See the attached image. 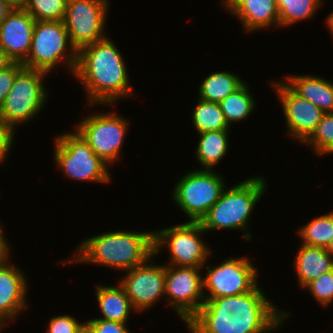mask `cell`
I'll use <instances>...</instances> for the list:
<instances>
[{
  "instance_id": "6da1fadb",
  "label": "cell",
  "mask_w": 333,
  "mask_h": 333,
  "mask_svg": "<svg viewBox=\"0 0 333 333\" xmlns=\"http://www.w3.org/2000/svg\"><path fill=\"white\" fill-rule=\"evenodd\" d=\"M259 285L241 295L205 299L185 325L191 333H269L278 329L290 314L278 309Z\"/></svg>"
},
{
  "instance_id": "7a4b0ae2",
  "label": "cell",
  "mask_w": 333,
  "mask_h": 333,
  "mask_svg": "<svg viewBox=\"0 0 333 333\" xmlns=\"http://www.w3.org/2000/svg\"><path fill=\"white\" fill-rule=\"evenodd\" d=\"M127 71L122 54L107 36L78 51L73 76L86 90L87 106H113L119 99L133 96Z\"/></svg>"
},
{
  "instance_id": "3957f363",
  "label": "cell",
  "mask_w": 333,
  "mask_h": 333,
  "mask_svg": "<svg viewBox=\"0 0 333 333\" xmlns=\"http://www.w3.org/2000/svg\"><path fill=\"white\" fill-rule=\"evenodd\" d=\"M152 256L154 231L114 230L82 240L73 257L60 262L94 264L127 271L144 264Z\"/></svg>"
},
{
  "instance_id": "277c9868",
  "label": "cell",
  "mask_w": 333,
  "mask_h": 333,
  "mask_svg": "<svg viewBox=\"0 0 333 333\" xmlns=\"http://www.w3.org/2000/svg\"><path fill=\"white\" fill-rule=\"evenodd\" d=\"M262 176H252L229 189H223L219 200L211 207L200 223L206 231L239 230L245 240L252 238L249 230L250 217L257 202L267 190V180ZM247 231V232H246Z\"/></svg>"
},
{
  "instance_id": "5b68a950",
  "label": "cell",
  "mask_w": 333,
  "mask_h": 333,
  "mask_svg": "<svg viewBox=\"0 0 333 333\" xmlns=\"http://www.w3.org/2000/svg\"><path fill=\"white\" fill-rule=\"evenodd\" d=\"M77 54L63 21H36L31 49L23 66L50 74L59 64L65 63V67L73 75L77 66Z\"/></svg>"
},
{
  "instance_id": "8992f818",
  "label": "cell",
  "mask_w": 333,
  "mask_h": 333,
  "mask_svg": "<svg viewBox=\"0 0 333 333\" xmlns=\"http://www.w3.org/2000/svg\"><path fill=\"white\" fill-rule=\"evenodd\" d=\"M54 162L56 167L71 180L93 183H109V166L92 150L82 136L74 130L54 138Z\"/></svg>"
},
{
  "instance_id": "52a82bcc",
  "label": "cell",
  "mask_w": 333,
  "mask_h": 333,
  "mask_svg": "<svg viewBox=\"0 0 333 333\" xmlns=\"http://www.w3.org/2000/svg\"><path fill=\"white\" fill-rule=\"evenodd\" d=\"M42 70L23 68L15 77L11 90L0 107V119L14 131L18 125L29 122L47 102L45 76Z\"/></svg>"
},
{
  "instance_id": "ba28073f",
  "label": "cell",
  "mask_w": 333,
  "mask_h": 333,
  "mask_svg": "<svg viewBox=\"0 0 333 333\" xmlns=\"http://www.w3.org/2000/svg\"><path fill=\"white\" fill-rule=\"evenodd\" d=\"M203 233L206 231L201 223L191 221L155 230L154 255L157 256L165 247L170 253L165 265L203 268L212 251L202 239Z\"/></svg>"
},
{
  "instance_id": "9c48e42d",
  "label": "cell",
  "mask_w": 333,
  "mask_h": 333,
  "mask_svg": "<svg viewBox=\"0 0 333 333\" xmlns=\"http://www.w3.org/2000/svg\"><path fill=\"white\" fill-rule=\"evenodd\" d=\"M225 187L224 177L216 170H191L173 186L172 201L179 206L189 221L200 222L219 200Z\"/></svg>"
},
{
  "instance_id": "30bf717a",
  "label": "cell",
  "mask_w": 333,
  "mask_h": 333,
  "mask_svg": "<svg viewBox=\"0 0 333 333\" xmlns=\"http://www.w3.org/2000/svg\"><path fill=\"white\" fill-rule=\"evenodd\" d=\"M129 120L116 111L92 113L75 125V130L89 144L93 152L108 166L121 154Z\"/></svg>"
},
{
  "instance_id": "8fae6325",
  "label": "cell",
  "mask_w": 333,
  "mask_h": 333,
  "mask_svg": "<svg viewBox=\"0 0 333 333\" xmlns=\"http://www.w3.org/2000/svg\"><path fill=\"white\" fill-rule=\"evenodd\" d=\"M204 266L207 269V273L203 276L205 299L241 295L250 292L259 282L257 277L259 273L251 259L246 256L236 259L226 258L216 266L206 264Z\"/></svg>"
},
{
  "instance_id": "7c38bea8",
  "label": "cell",
  "mask_w": 333,
  "mask_h": 333,
  "mask_svg": "<svg viewBox=\"0 0 333 333\" xmlns=\"http://www.w3.org/2000/svg\"><path fill=\"white\" fill-rule=\"evenodd\" d=\"M108 2V0L67 1L63 23L71 44L77 51L107 37L104 31L109 12Z\"/></svg>"
},
{
  "instance_id": "4fadbf2b",
  "label": "cell",
  "mask_w": 333,
  "mask_h": 333,
  "mask_svg": "<svg viewBox=\"0 0 333 333\" xmlns=\"http://www.w3.org/2000/svg\"><path fill=\"white\" fill-rule=\"evenodd\" d=\"M201 269L204 268L166 265L167 305L171 306L185 323L198 312L205 302Z\"/></svg>"
},
{
  "instance_id": "5bb4252c",
  "label": "cell",
  "mask_w": 333,
  "mask_h": 333,
  "mask_svg": "<svg viewBox=\"0 0 333 333\" xmlns=\"http://www.w3.org/2000/svg\"><path fill=\"white\" fill-rule=\"evenodd\" d=\"M154 264L152 256L144 264L127 270L118 280L136 313L153 307L165 296L166 265Z\"/></svg>"
},
{
  "instance_id": "9a60e30c",
  "label": "cell",
  "mask_w": 333,
  "mask_h": 333,
  "mask_svg": "<svg viewBox=\"0 0 333 333\" xmlns=\"http://www.w3.org/2000/svg\"><path fill=\"white\" fill-rule=\"evenodd\" d=\"M271 84L283 108L288 136L304 143L325 113L298 95L285 81H271Z\"/></svg>"
},
{
  "instance_id": "2e32d148",
  "label": "cell",
  "mask_w": 333,
  "mask_h": 333,
  "mask_svg": "<svg viewBox=\"0 0 333 333\" xmlns=\"http://www.w3.org/2000/svg\"><path fill=\"white\" fill-rule=\"evenodd\" d=\"M7 258L0 264V328L7 327L20 315L22 311L29 308L27 302V275L17 266L10 263Z\"/></svg>"
},
{
  "instance_id": "e0dca14e",
  "label": "cell",
  "mask_w": 333,
  "mask_h": 333,
  "mask_svg": "<svg viewBox=\"0 0 333 333\" xmlns=\"http://www.w3.org/2000/svg\"><path fill=\"white\" fill-rule=\"evenodd\" d=\"M35 22L23 7H14L1 22L0 45L12 62L23 64L27 60Z\"/></svg>"
},
{
  "instance_id": "ac0fdd59",
  "label": "cell",
  "mask_w": 333,
  "mask_h": 333,
  "mask_svg": "<svg viewBox=\"0 0 333 333\" xmlns=\"http://www.w3.org/2000/svg\"><path fill=\"white\" fill-rule=\"evenodd\" d=\"M228 13L241 22L248 32L265 30L267 27L280 28V17L276 0H222Z\"/></svg>"
},
{
  "instance_id": "d6986e66",
  "label": "cell",
  "mask_w": 333,
  "mask_h": 333,
  "mask_svg": "<svg viewBox=\"0 0 333 333\" xmlns=\"http://www.w3.org/2000/svg\"><path fill=\"white\" fill-rule=\"evenodd\" d=\"M285 82L324 113H333V84L322 76L286 75Z\"/></svg>"
},
{
  "instance_id": "ffe728a7",
  "label": "cell",
  "mask_w": 333,
  "mask_h": 333,
  "mask_svg": "<svg viewBox=\"0 0 333 333\" xmlns=\"http://www.w3.org/2000/svg\"><path fill=\"white\" fill-rule=\"evenodd\" d=\"M293 268L296 271L299 286L303 289L322 274L333 269V257L326 248L301 244L294 258Z\"/></svg>"
},
{
  "instance_id": "44dd1931",
  "label": "cell",
  "mask_w": 333,
  "mask_h": 333,
  "mask_svg": "<svg viewBox=\"0 0 333 333\" xmlns=\"http://www.w3.org/2000/svg\"><path fill=\"white\" fill-rule=\"evenodd\" d=\"M95 288L96 300L103 316L99 318L128 323L130 313L131 311L133 312V310L135 313V309L119 282L116 286L98 284Z\"/></svg>"
},
{
  "instance_id": "7402d4cb",
  "label": "cell",
  "mask_w": 333,
  "mask_h": 333,
  "mask_svg": "<svg viewBox=\"0 0 333 333\" xmlns=\"http://www.w3.org/2000/svg\"><path fill=\"white\" fill-rule=\"evenodd\" d=\"M199 141L195 151L197 161L203 169L214 170L229 149V130L198 133Z\"/></svg>"
},
{
  "instance_id": "603a6c76",
  "label": "cell",
  "mask_w": 333,
  "mask_h": 333,
  "mask_svg": "<svg viewBox=\"0 0 333 333\" xmlns=\"http://www.w3.org/2000/svg\"><path fill=\"white\" fill-rule=\"evenodd\" d=\"M245 81L236 73L216 71L206 76L198 88L199 99L220 103L237 90Z\"/></svg>"
},
{
  "instance_id": "cb8c5ba5",
  "label": "cell",
  "mask_w": 333,
  "mask_h": 333,
  "mask_svg": "<svg viewBox=\"0 0 333 333\" xmlns=\"http://www.w3.org/2000/svg\"><path fill=\"white\" fill-rule=\"evenodd\" d=\"M249 90L247 82H244L237 90L219 103L230 127L231 123L240 122L251 116L250 114L256 109L255 106L257 104Z\"/></svg>"
},
{
  "instance_id": "d4e9b609",
  "label": "cell",
  "mask_w": 333,
  "mask_h": 333,
  "mask_svg": "<svg viewBox=\"0 0 333 333\" xmlns=\"http://www.w3.org/2000/svg\"><path fill=\"white\" fill-rule=\"evenodd\" d=\"M198 100L191 117L197 133L230 129L219 103Z\"/></svg>"
},
{
  "instance_id": "484cf974",
  "label": "cell",
  "mask_w": 333,
  "mask_h": 333,
  "mask_svg": "<svg viewBox=\"0 0 333 333\" xmlns=\"http://www.w3.org/2000/svg\"><path fill=\"white\" fill-rule=\"evenodd\" d=\"M297 235L303 245L327 248L333 239V210L297 229Z\"/></svg>"
},
{
  "instance_id": "4316f807",
  "label": "cell",
  "mask_w": 333,
  "mask_h": 333,
  "mask_svg": "<svg viewBox=\"0 0 333 333\" xmlns=\"http://www.w3.org/2000/svg\"><path fill=\"white\" fill-rule=\"evenodd\" d=\"M322 2V0H276L280 27H288L296 22L312 18L322 6Z\"/></svg>"
},
{
  "instance_id": "83f0119b",
  "label": "cell",
  "mask_w": 333,
  "mask_h": 333,
  "mask_svg": "<svg viewBox=\"0 0 333 333\" xmlns=\"http://www.w3.org/2000/svg\"><path fill=\"white\" fill-rule=\"evenodd\" d=\"M68 0H26L23 8L35 21H63Z\"/></svg>"
},
{
  "instance_id": "f1b7e54d",
  "label": "cell",
  "mask_w": 333,
  "mask_h": 333,
  "mask_svg": "<svg viewBox=\"0 0 333 333\" xmlns=\"http://www.w3.org/2000/svg\"><path fill=\"white\" fill-rule=\"evenodd\" d=\"M313 147L315 154H333V113H325L315 131L303 143Z\"/></svg>"
},
{
  "instance_id": "f546056e",
  "label": "cell",
  "mask_w": 333,
  "mask_h": 333,
  "mask_svg": "<svg viewBox=\"0 0 333 333\" xmlns=\"http://www.w3.org/2000/svg\"><path fill=\"white\" fill-rule=\"evenodd\" d=\"M305 289H308L312 297L322 307L331 305L333 301V269L313 280Z\"/></svg>"
},
{
  "instance_id": "4dcf8cb0",
  "label": "cell",
  "mask_w": 333,
  "mask_h": 333,
  "mask_svg": "<svg viewBox=\"0 0 333 333\" xmlns=\"http://www.w3.org/2000/svg\"><path fill=\"white\" fill-rule=\"evenodd\" d=\"M47 333H78L84 322H78L70 315H59L49 318Z\"/></svg>"
},
{
  "instance_id": "1f68e13d",
  "label": "cell",
  "mask_w": 333,
  "mask_h": 333,
  "mask_svg": "<svg viewBox=\"0 0 333 333\" xmlns=\"http://www.w3.org/2000/svg\"><path fill=\"white\" fill-rule=\"evenodd\" d=\"M24 68L22 63L12 62L7 67L0 69V107L13 85L16 75Z\"/></svg>"
},
{
  "instance_id": "d6a6232c",
  "label": "cell",
  "mask_w": 333,
  "mask_h": 333,
  "mask_svg": "<svg viewBox=\"0 0 333 333\" xmlns=\"http://www.w3.org/2000/svg\"><path fill=\"white\" fill-rule=\"evenodd\" d=\"M85 321L93 328L95 333H130L127 323L93 318Z\"/></svg>"
},
{
  "instance_id": "836d02e7",
  "label": "cell",
  "mask_w": 333,
  "mask_h": 333,
  "mask_svg": "<svg viewBox=\"0 0 333 333\" xmlns=\"http://www.w3.org/2000/svg\"><path fill=\"white\" fill-rule=\"evenodd\" d=\"M15 132L16 131L0 119V158L3 161H6V157L9 156V150L14 144Z\"/></svg>"
},
{
  "instance_id": "e575fe53",
  "label": "cell",
  "mask_w": 333,
  "mask_h": 333,
  "mask_svg": "<svg viewBox=\"0 0 333 333\" xmlns=\"http://www.w3.org/2000/svg\"><path fill=\"white\" fill-rule=\"evenodd\" d=\"M1 224V223H0ZM3 225H0V264H2L7 258L10 256V244L8 243V239H6L4 234ZM9 244V245H8Z\"/></svg>"
},
{
  "instance_id": "d590c367",
  "label": "cell",
  "mask_w": 333,
  "mask_h": 333,
  "mask_svg": "<svg viewBox=\"0 0 333 333\" xmlns=\"http://www.w3.org/2000/svg\"><path fill=\"white\" fill-rule=\"evenodd\" d=\"M14 7L6 0H0V24L8 16Z\"/></svg>"
},
{
  "instance_id": "8d00e7d4",
  "label": "cell",
  "mask_w": 333,
  "mask_h": 333,
  "mask_svg": "<svg viewBox=\"0 0 333 333\" xmlns=\"http://www.w3.org/2000/svg\"><path fill=\"white\" fill-rule=\"evenodd\" d=\"M11 63V59L6 54L4 48L0 45V69L7 67Z\"/></svg>"
},
{
  "instance_id": "74e56055",
  "label": "cell",
  "mask_w": 333,
  "mask_h": 333,
  "mask_svg": "<svg viewBox=\"0 0 333 333\" xmlns=\"http://www.w3.org/2000/svg\"><path fill=\"white\" fill-rule=\"evenodd\" d=\"M78 333H95V331L86 321H84L83 325L79 328Z\"/></svg>"
},
{
  "instance_id": "f35d334b",
  "label": "cell",
  "mask_w": 333,
  "mask_h": 333,
  "mask_svg": "<svg viewBox=\"0 0 333 333\" xmlns=\"http://www.w3.org/2000/svg\"><path fill=\"white\" fill-rule=\"evenodd\" d=\"M9 2L13 7H23L26 0H6Z\"/></svg>"
},
{
  "instance_id": "ab89813d",
  "label": "cell",
  "mask_w": 333,
  "mask_h": 333,
  "mask_svg": "<svg viewBox=\"0 0 333 333\" xmlns=\"http://www.w3.org/2000/svg\"><path fill=\"white\" fill-rule=\"evenodd\" d=\"M326 251L333 257V239L331 240L330 244L326 248Z\"/></svg>"
},
{
  "instance_id": "60d3db41",
  "label": "cell",
  "mask_w": 333,
  "mask_h": 333,
  "mask_svg": "<svg viewBox=\"0 0 333 333\" xmlns=\"http://www.w3.org/2000/svg\"><path fill=\"white\" fill-rule=\"evenodd\" d=\"M2 162L4 163V161L0 158V165H2V164H1Z\"/></svg>"
}]
</instances>
